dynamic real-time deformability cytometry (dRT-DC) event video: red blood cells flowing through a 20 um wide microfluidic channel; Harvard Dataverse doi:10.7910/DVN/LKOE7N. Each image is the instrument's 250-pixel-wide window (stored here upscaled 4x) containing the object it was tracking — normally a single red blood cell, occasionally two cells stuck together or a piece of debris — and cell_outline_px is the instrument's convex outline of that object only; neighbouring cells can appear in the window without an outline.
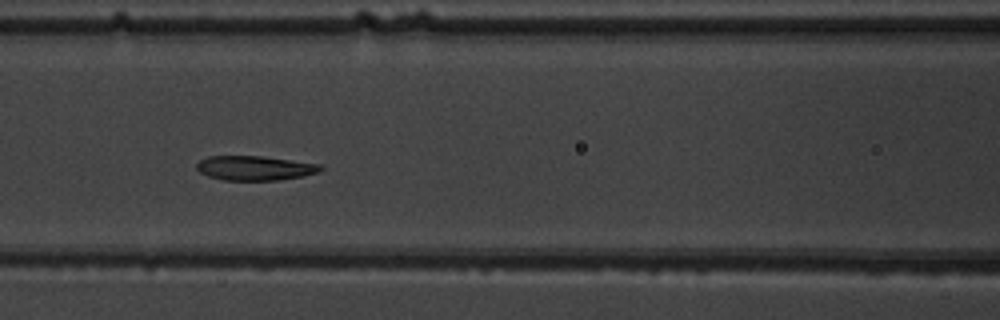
{"species": "common noctule bat (a hibernating species)", "species_latin": "Nyctalus noctula", "temperature_condition": "warm", "stored_images_in_passage": 9, "camera_frame_rate_fps": 3000, "um_per_image_px": 0.085, "animal": {"sex": "male", "body_mass_g": 19.5, "forearm_length_mm": 54.6}, "frame": {"image": 1, "passage_image": 6, "time_ms": 5.667, "image_size_px": [1000, 320], "cell_outline_px": [[324, 168], [320, 172], [304, 176], [276, 180], [224, 180], [208, 176], [200, 172], [196, 168], [196, 164], [200, 160], [208, 156], [264, 156], [320, 164]], "centroid_in_image_um": [21.68, 14.28], "position_along_channel_um": 144.9, "area_um2": 17.74}}
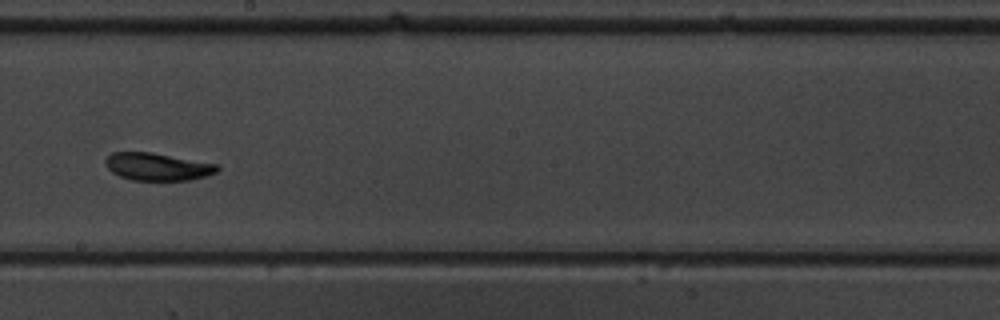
{"frame": {"image": 2, "passage_image": 8, "time_ms": 8.0, "image_size_px": [1000, 320], "cell_outline_px": [[220, 168], [216, 172], [204, 176], [188, 180], [132, 180], [120, 176], [112, 172], [104, 164], [104, 160], [112, 152], [152, 152], [220, 164]], "centroid_in_image_um": [13.39, 14.16], "position_along_channel_um": 234.8, "area_um2": 18.03}}
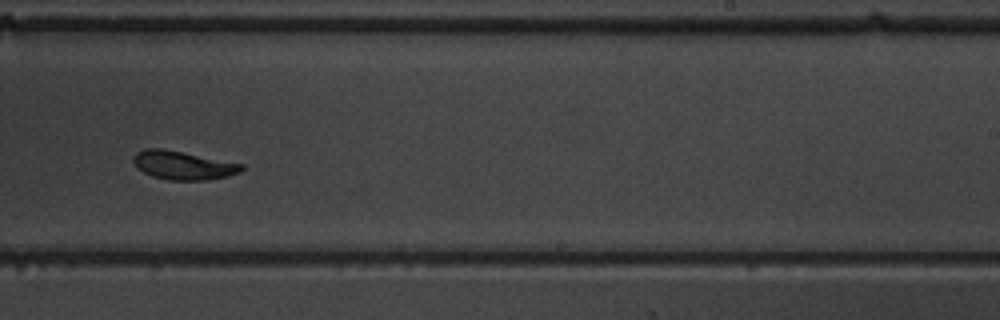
{"frame": {"image": 3, "passage_image": 9, "time_ms": 9.0, "image_size_px": [1000, 320], "cell_outline_px": [[244, 168], [240, 172], [228, 176], [208, 180], [168, 180], [152, 176], [136, 168], [132, 160], [132, 156], [136, 152], [144, 148], [160, 148], [244, 164]], "centroid_in_image_um": [15.53, 14.05], "position_along_channel_um": 273.5, "area_um2": 18.03}}